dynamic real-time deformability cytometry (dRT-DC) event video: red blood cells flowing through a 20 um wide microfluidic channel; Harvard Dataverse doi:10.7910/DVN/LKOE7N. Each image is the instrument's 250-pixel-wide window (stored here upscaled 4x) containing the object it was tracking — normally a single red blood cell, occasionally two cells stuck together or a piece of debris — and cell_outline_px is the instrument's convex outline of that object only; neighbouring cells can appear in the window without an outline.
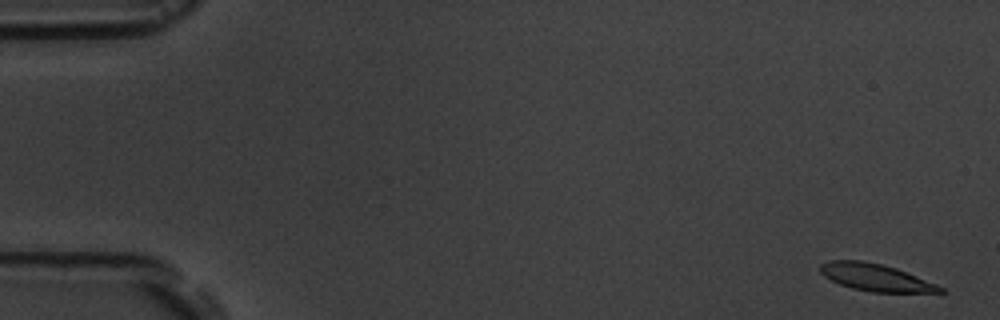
{"species": "common noctule bat (a hibernating species)", "species_latin": "Nyctalus noctula", "temperature_condition": "room temperature", "stored_images_in_passage": 5, "segment_of_instrument_passage": [1, 2], "camera_frame_rate_fps": 3000, "um_per_image_px": 0.085, "animal": {"sex": "male", "body_mass_g": 19.5, "forearm_length_mm": 54.6}, "frame": {"image": 1, "passage_image": 1, "time_ms": 0.0, "image_size_px": [1000, 320], "cell_outline_px": [[948, 292], [872, 292], [852, 288], [840, 284], [824, 276], [820, 272], [820, 264], [828, 260], [864, 260], [896, 268], [936, 284], [944, 288]], "centroid_in_image_um": [74.41, 23.57], "position_along_channel_um": 10.6, "area_um2": 18.84}}